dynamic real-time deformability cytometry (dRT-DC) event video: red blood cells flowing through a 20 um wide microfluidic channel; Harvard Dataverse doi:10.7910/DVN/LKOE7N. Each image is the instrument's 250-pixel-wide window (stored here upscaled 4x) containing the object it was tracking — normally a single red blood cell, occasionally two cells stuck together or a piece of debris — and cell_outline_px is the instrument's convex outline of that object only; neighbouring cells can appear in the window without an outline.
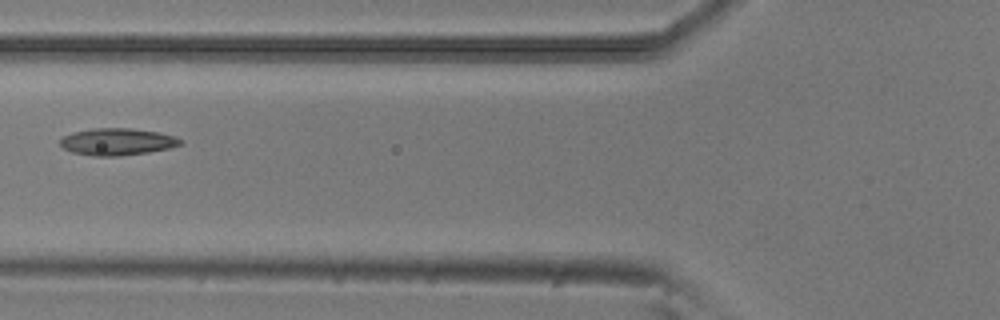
{"species": "common noctule bat (a hibernating species)", "species_latin": "Nyctalus noctula", "temperature_condition": "room temperature", "stored_images_in_passage": 8, "camera_frame_rate_fps": 3000, "um_per_image_px": 0.085, "animal": {"sex": "male", "body_mass_g": 20.5, "forearm_length_mm": 52.5}, "frame": {"image": 1, "passage_image": 7, "time_ms": 2.0, "image_size_px": [1000, 320], "cell_outline_px": [[184, 144], [168, 148], [148, 152], [120, 156], [92, 156], [72, 152], [64, 148], [60, 144], [60, 140], [64, 136], [72, 132], [92, 128], [132, 128], [160, 132], [176, 136], [184, 140]], "centroid_in_image_um": [10.0, 12.04], "position_along_channel_um": 115.8, "area_um2": 19.13}}
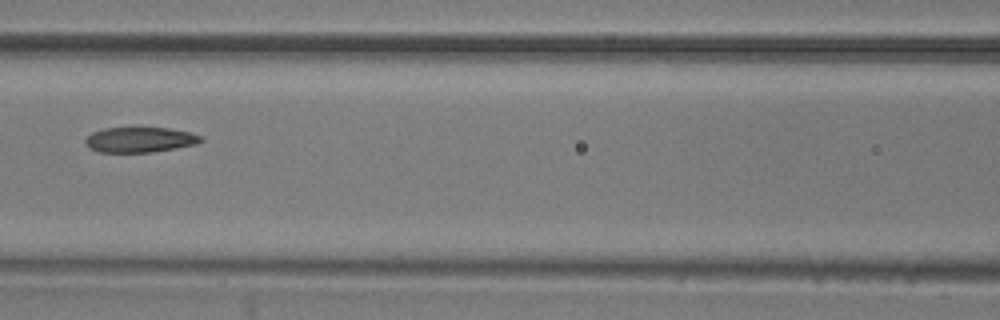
{"frame": {"image": 2, "passage_image": 8, "time_ms": 2.333, "image_size_px": [1000, 320], "cell_outline_px": [[204, 140], [196, 144], [176, 148], [152, 152], [100, 152], [88, 148], [84, 144], [84, 140], [92, 132], [104, 128], [168, 128], [188, 132], [200, 136]], "centroid_in_image_um": [11.85, 11.88], "position_along_channel_um": 154.8, "area_um2": 16.94}}